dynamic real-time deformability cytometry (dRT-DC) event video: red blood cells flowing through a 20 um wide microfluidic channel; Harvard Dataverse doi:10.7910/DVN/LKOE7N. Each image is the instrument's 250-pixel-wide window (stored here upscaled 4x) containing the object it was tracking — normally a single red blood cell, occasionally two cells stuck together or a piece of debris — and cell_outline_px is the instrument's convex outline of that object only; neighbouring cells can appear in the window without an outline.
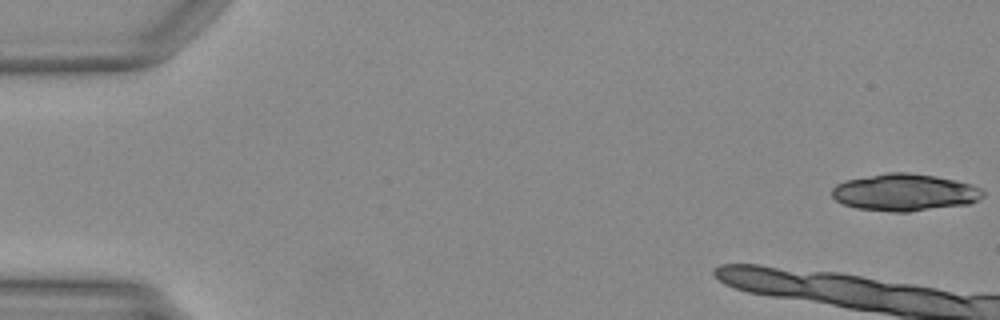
{"species": "Egyptian fruit bat (a non-hibernating species)", "species_latin": "Rousettus aegyptiacus", "temperature_condition": "warm", "stored_images_in_passage": 9, "camera_frame_rate_fps": 3000, "um_per_image_px": 0.085, "animal": {"sex": "female"}, "frame": {"image": 1, "passage_image": 1, "time_ms": 0.0, "image_size_px": [1000, 320], "cell_outline_px": [[984, 196], [968, 204], [908, 212], [892, 212], [860, 208], [844, 204], [836, 200], [832, 196], [832, 188], [836, 184], [844, 180], [888, 172], [908, 172], [936, 176], [956, 180], [972, 184], [984, 188]], "centroid_in_image_um": [76.92, 16.34], "position_along_channel_um": 8.1, "area_um2": 32.77}}